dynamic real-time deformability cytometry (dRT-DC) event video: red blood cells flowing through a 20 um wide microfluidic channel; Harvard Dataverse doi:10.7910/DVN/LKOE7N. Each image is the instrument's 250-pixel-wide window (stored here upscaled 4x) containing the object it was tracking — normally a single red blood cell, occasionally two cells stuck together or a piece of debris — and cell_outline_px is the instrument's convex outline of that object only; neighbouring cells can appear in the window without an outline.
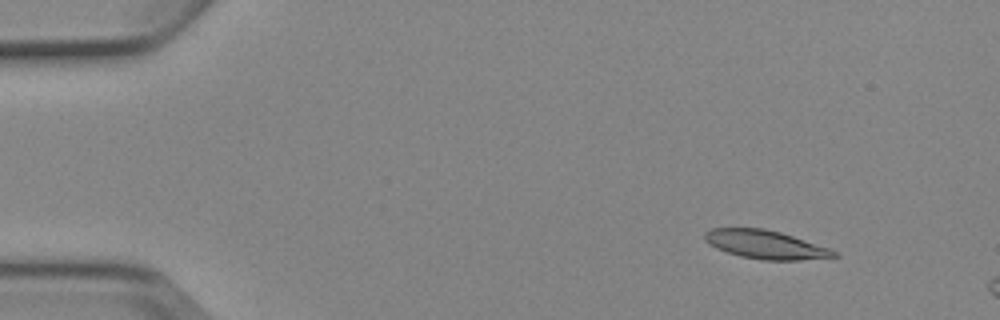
{"species": "Egyptian fruit bat (a non-hibernating species)", "species_latin": "Rousettus aegyptiacus", "temperature_condition": "cold", "stored_images_in_passage": 4, "camera_frame_rate_fps": 3000, "um_per_image_px": 0.085, "animal": {"sex": "female"}, "frame": {"image": 1, "passage_image": 2, "time_ms": 1.333, "image_size_px": [1000, 320], "cell_outline_px": [[840, 256], [800, 260], [760, 260], [740, 256], [716, 248], [704, 240], [704, 232], [712, 228], [764, 228], [780, 232], [828, 248], [836, 252]], "centroid_in_image_um": [65.03, 20.79], "position_along_channel_um": 20.0, "area_um2": 21.27}}